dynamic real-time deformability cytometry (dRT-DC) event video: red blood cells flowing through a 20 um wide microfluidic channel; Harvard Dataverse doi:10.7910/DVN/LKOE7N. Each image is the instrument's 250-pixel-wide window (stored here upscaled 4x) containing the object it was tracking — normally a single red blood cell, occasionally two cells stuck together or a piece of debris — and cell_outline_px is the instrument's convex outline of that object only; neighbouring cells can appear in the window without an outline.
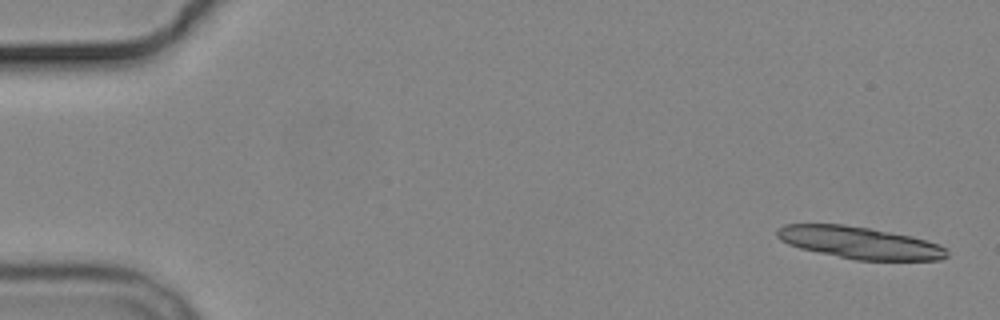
{"species": "common noctule bat (a hibernating species)", "species_latin": "Nyctalus noctula", "temperature_condition": "cold", "stored_images_in_passage": 2, "camera_frame_rate_fps": 3000, "um_per_image_px": 0.085, "animal": {"sex": "male", "body_mass_g": 19.2, "forearm_length_mm": 51.8}, "frame": {"image": 1, "passage_image": 2, "time_ms": 2.0, "image_size_px": [1000, 320], "cell_outline_px": [[948, 256], [940, 260], [856, 260], [800, 248], [788, 244], [780, 240], [776, 236], [776, 228], [784, 224], [844, 224], [868, 228], [912, 236], [940, 244], [948, 248]], "centroid_in_image_um": [73.08, 20.62], "position_along_channel_um": 11.9, "area_um2": 31.79}}